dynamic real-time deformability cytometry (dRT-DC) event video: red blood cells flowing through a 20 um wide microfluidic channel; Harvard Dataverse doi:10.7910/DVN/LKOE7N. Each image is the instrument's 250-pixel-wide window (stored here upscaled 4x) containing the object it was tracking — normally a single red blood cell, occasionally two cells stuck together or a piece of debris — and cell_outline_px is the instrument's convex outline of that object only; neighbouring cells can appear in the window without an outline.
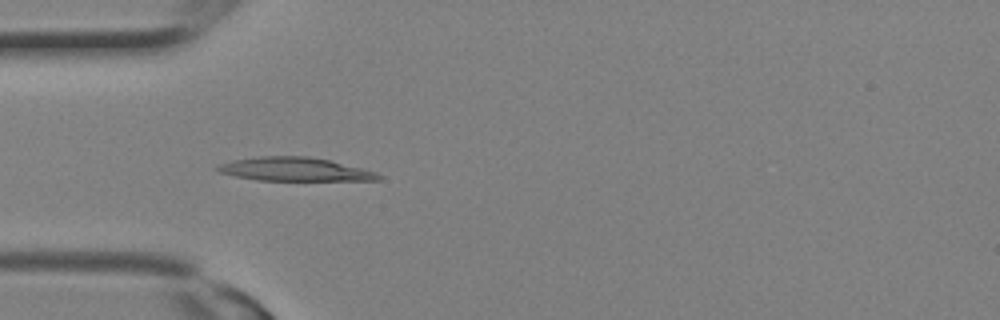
{"species": "Egyptian fruit bat (a non-hibernating species)", "species_latin": "Rousettus aegyptiacus", "temperature_condition": "room temperature", "stored_images_in_passage": 8, "camera_frame_rate_fps": 3000, "um_per_image_px": 0.085, "animal": {"sex": "female"}, "frame": {"image": 1, "passage_image": 3, "time_ms": 0.667, "image_size_px": [1000, 320], "cell_outline_px": [[380, 180], [256, 180], [216, 172], [212, 168], [220, 164], [232, 160], [256, 156], [308, 156], [328, 160], [376, 172], [380, 176]], "centroid_in_image_um": [24.94, 14.38], "position_along_channel_um": 60.1, "area_um2": 21.96}}
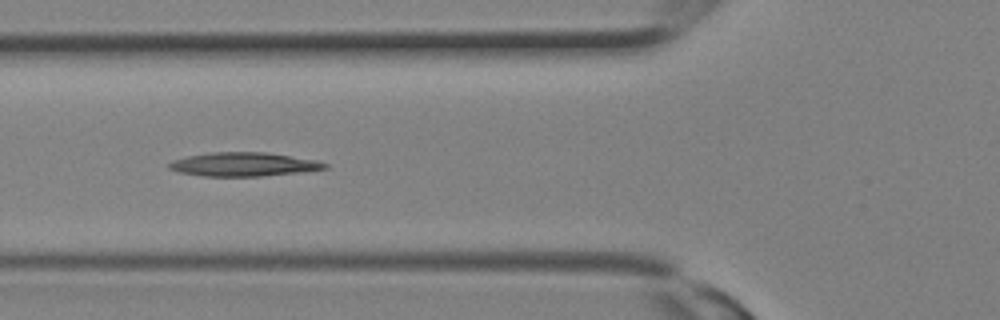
{"frame": {"image": 2, "passage_image": 5, "time_ms": 1.333, "image_size_px": [1000, 320], "cell_outline_px": [[328, 168], [296, 172], [260, 176], [204, 176], [180, 172], [168, 168], [168, 164], [172, 160], [188, 156], [208, 152], [268, 152], [316, 160], [328, 164]], "centroid_in_image_um": [20.68, 13.96], "position_along_channel_um": 105.1, "area_um2": 21.44}}
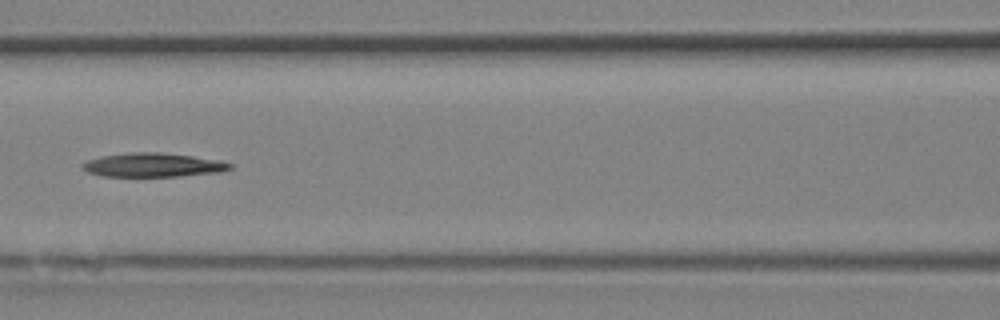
{"frame": {"image": 3, "passage_image": 7, "time_ms": 2.0, "image_size_px": [1000, 320], "cell_outline_px": [[232, 168], [220, 172], [180, 176], [104, 176], [88, 172], [80, 168], [80, 164], [88, 160], [100, 156], [132, 152], [160, 152], [192, 156], [220, 160], [232, 164]], "centroid_in_image_um": [12.99, 14.02], "position_along_channel_um": 153.6, "area_um2": 20.58}}